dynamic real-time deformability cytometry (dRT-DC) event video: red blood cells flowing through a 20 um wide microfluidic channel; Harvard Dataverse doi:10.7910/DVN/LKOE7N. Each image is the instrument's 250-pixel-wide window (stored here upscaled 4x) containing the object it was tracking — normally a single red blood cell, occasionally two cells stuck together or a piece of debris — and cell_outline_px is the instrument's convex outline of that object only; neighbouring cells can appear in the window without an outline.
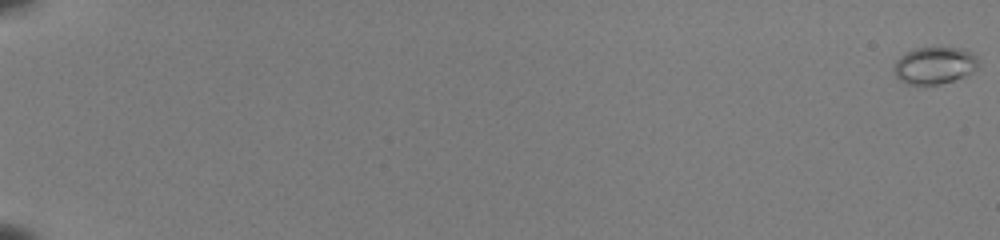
{"species": "common noctule bat (a hibernating species)", "species_latin": "Nyctalus noctula", "temperature_condition": "room temperature", "stored_images_in_passage": 14, "camera_frame_rate_fps": 3000, "um_per_image_px": 0.085, "animal": {"sex": "female", "body_mass_g": 22.0, "forearm_length_mm": 56.7}, "frame": {"image": 1, "passage_image": 1, "time_ms": 0.0, "image_size_px": [1000, 240], "cell_outline_px": [[980, 68], [964, 76], [940, 84], [920, 88], [904, 84], [896, 76], [892, 68], [896, 60], [904, 52], [916, 48], [964, 48], [976, 56]], "centroid_in_image_um": [79.39, 5.6], "position_along_channel_um": 5.6, "area_um2": 18.9}}